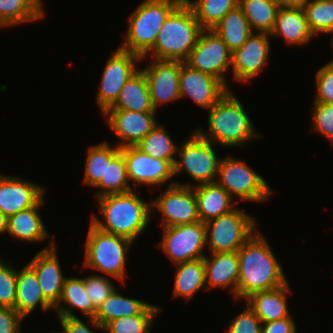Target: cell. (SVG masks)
<instances>
[{"instance_id": "d6a6232c", "label": "cell", "mask_w": 333, "mask_h": 333, "mask_svg": "<svg viewBox=\"0 0 333 333\" xmlns=\"http://www.w3.org/2000/svg\"><path fill=\"white\" fill-rule=\"evenodd\" d=\"M251 30L258 33H271L279 10L273 0H238Z\"/></svg>"}, {"instance_id": "d4e9b609", "label": "cell", "mask_w": 333, "mask_h": 333, "mask_svg": "<svg viewBox=\"0 0 333 333\" xmlns=\"http://www.w3.org/2000/svg\"><path fill=\"white\" fill-rule=\"evenodd\" d=\"M270 35H282L288 44H306L314 34L310 31L303 7L279 8Z\"/></svg>"}, {"instance_id": "e0dca14e", "label": "cell", "mask_w": 333, "mask_h": 333, "mask_svg": "<svg viewBox=\"0 0 333 333\" xmlns=\"http://www.w3.org/2000/svg\"><path fill=\"white\" fill-rule=\"evenodd\" d=\"M229 89L221 80L182 63L180 97L188 95L199 106L210 109Z\"/></svg>"}, {"instance_id": "1f68e13d", "label": "cell", "mask_w": 333, "mask_h": 333, "mask_svg": "<svg viewBox=\"0 0 333 333\" xmlns=\"http://www.w3.org/2000/svg\"><path fill=\"white\" fill-rule=\"evenodd\" d=\"M174 297L183 296L187 300L205 287L204 258L177 263Z\"/></svg>"}, {"instance_id": "4dcf8cb0", "label": "cell", "mask_w": 333, "mask_h": 333, "mask_svg": "<svg viewBox=\"0 0 333 333\" xmlns=\"http://www.w3.org/2000/svg\"><path fill=\"white\" fill-rule=\"evenodd\" d=\"M213 30L222 38L232 52L240 48L247 38L254 33L239 5L229 11L215 25Z\"/></svg>"}, {"instance_id": "52a82bcc", "label": "cell", "mask_w": 333, "mask_h": 333, "mask_svg": "<svg viewBox=\"0 0 333 333\" xmlns=\"http://www.w3.org/2000/svg\"><path fill=\"white\" fill-rule=\"evenodd\" d=\"M255 223L254 217L236 207L205 223L206 244L211 248V253L236 252L254 234Z\"/></svg>"}, {"instance_id": "9a60e30c", "label": "cell", "mask_w": 333, "mask_h": 333, "mask_svg": "<svg viewBox=\"0 0 333 333\" xmlns=\"http://www.w3.org/2000/svg\"><path fill=\"white\" fill-rule=\"evenodd\" d=\"M182 61L152 60L141 69L147 79L150 99L154 109L165 102L176 101L180 97V69Z\"/></svg>"}, {"instance_id": "f6af8a7d", "label": "cell", "mask_w": 333, "mask_h": 333, "mask_svg": "<svg viewBox=\"0 0 333 333\" xmlns=\"http://www.w3.org/2000/svg\"><path fill=\"white\" fill-rule=\"evenodd\" d=\"M22 319L24 318L14 308L0 307V333H21Z\"/></svg>"}, {"instance_id": "8fae6325", "label": "cell", "mask_w": 333, "mask_h": 333, "mask_svg": "<svg viewBox=\"0 0 333 333\" xmlns=\"http://www.w3.org/2000/svg\"><path fill=\"white\" fill-rule=\"evenodd\" d=\"M159 244L162 250L177 264L204 258L201 252L206 244V226L202 221L163 228Z\"/></svg>"}, {"instance_id": "c3c4849f", "label": "cell", "mask_w": 333, "mask_h": 333, "mask_svg": "<svg viewBox=\"0 0 333 333\" xmlns=\"http://www.w3.org/2000/svg\"><path fill=\"white\" fill-rule=\"evenodd\" d=\"M279 8H299L303 7L307 0H273Z\"/></svg>"}, {"instance_id": "e575fe53", "label": "cell", "mask_w": 333, "mask_h": 333, "mask_svg": "<svg viewBox=\"0 0 333 333\" xmlns=\"http://www.w3.org/2000/svg\"><path fill=\"white\" fill-rule=\"evenodd\" d=\"M136 146L147 155L167 160L173 166L177 160L174 154L179 148L166 130L158 124Z\"/></svg>"}, {"instance_id": "f1b7e54d", "label": "cell", "mask_w": 333, "mask_h": 333, "mask_svg": "<svg viewBox=\"0 0 333 333\" xmlns=\"http://www.w3.org/2000/svg\"><path fill=\"white\" fill-rule=\"evenodd\" d=\"M149 304L137 299L126 298L115 290L97 309L94 318L90 322L103 330L114 319L140 314Z\"/></svg>"}, {"instance_id": "6da1fadb", "label": "cell", "mask_w": 333, "mask_h": 333, "mask_svg": "<svg viewBox=\"0 0 333 333\" xmlns=\"http://www.w3.org/2000/svg\"><path fill=\"white\" fill-rule=\"evenodd\" d=\"M237 253V298L246 299L252 293L272 290L287 283L282 267L260 233H254Z\"/></svg>"}, {"instance_id": "603a6c76", "label": "cell", "mask_w": 333, "mask_h": 333, "mask_svg": "<svg viewBox=\"0 0 333 333\" xmlns=\"http://www.w3.org/2000/svg\"><path fill=\"white\" fill-rule=\"evenodd\" d=\"M289 287L287 282L272 290L252 293L246 298L247 304L262 323L289 317L290 314L286 303V294L291 293Z\"/></svg>"}, {"instance_id": "30bf717a", "label": "cell", "mask_w": 333, "mask_h": 333, "mask_svg": "<svg viewBox=\"0 0 333 333\" xmlns=\"http://www.w3.org/2000/svg\"><path fill=\"white\" fill-rule=\"evenodd\" d=\"M231 60L232 51L222 38L213 29H202L185 63L193 69L221 80L228 86L223 73L231 67Z\"/></svg>"}, {"instance_id": "7dc6e473", "label": "cell", "mask_w": 333, "mask_h": 333, "mask_svg": "<svg viewBox=\"0 0 333 333\" xmlns=\"http://www.w3.org/2000/svg\"><path fill=\"white\" fill-rule=\"evenodd\" d=\"M63 327L61 333H92L78 317H58Z\"/></svg>"}, {"instance_id": "ee69618b", "label": "cell", "mask_w": 333, "mask_h": 333, "mask_svg": "<svg viewBox=\"0 0 333 333\" xmlns=\"http://www.w3.org/2000/svg\"><path fill=\"white\" fill-rule=\"evenodd\" d=\"M262 321L248 306L229 325L227 333H262Z\"/></svg>"}, {"instance_id": "3957f363", "label": "cell", "mask_w": 333, "mask_h": 333, "mask_svg": "<svg viewBox=\"0 0 333 333\" xmlns=\"http://www.w3.org/2000/svg\"><path fill=\"white\" fill-rule=\"evenodd\" d=\"M201 31L194 10L183 0L166 18L154 46L142 58L150 52L152 59L185 62Z\"/></svg>"}, {"instance_id": "74e56055", "label": "cell", "mask_w": 333, "mask_h": 333, "mask_svg": "<svg viewBox=\"0 0 333 333\" xmlns=\"http://www.w3.org/2000/svg\"><path fill=\"white\" fill-rule=\"evenodd\" d=\"M310 31L333 33V0H307L303 5Z\"/></svg>"}, {"instance_id": "7c38bea8", "label": "cell", "mask_w": 333, "mask_h": 333, "mask_svg": "<svg viewBox=\"0 0 333 333\" xmlns=\"http://www.w3.org/2000/svg\"><path fill=\"white\" fill-rule=\"evenodd\" d=\"M142 59L140 55L120 48L109 57L101 76L100 89L97 94V103L103 114L115 104L122 87L138 71L135 68V63L142 61Z\"/></svg>"}, {"instance_id": "4316f807", "label": "cell", "mask_w": 333, "mask_h": 333, "mask_svg": "<svg viewBox=\"0 0 333 333\" xmlns=\"http://www.w3.org/2000/svg\"><path fill=\"white\" fill-rule=\"evenodd\" d=\"M42 198L35 206L19 211L8 217L7 232L18 240L29 242L42 241L49 237L44 223L38 213V209L43 205Z\"/></svg>"}, {"instance_id": "bcb514c9", "label": "cell", "mask_w": 333, "mask_h": 333, "mask_svg": "<svg viewBox=\"0 0 333 333\" xmlns=\"http://www.w3.org/2000/svg\"><path fill=\"white\" fill-rule=\"evenodd\" d=\"M292 316L262 323V333H296Z\"/></svg>"}, {"instance_id": "ac0fdd59", "label": "cell", "mask_w": 333, "mask_h": 333, "mask_svg": "<svg viewBox=\"0 0 333 333\" xmlns=\"http://www.w3.org/2000/svg\"><path fill=\"white\" fill-rule=\"evenodd\" d=\"M269 33L251 34L246 42L232 52L233 76L238 81H249L256 77L269 58Z\"/></svg>"}, {"instance_id": "5b68a950", "label": "cell", "mask_w": 333, "mask_h": 333, "mask_svg": "<svg viewBox=\"0 0 333 333\" xmlns=\"http://www.w3.org/2000/svg\"><path fill=\"white\" fill-rule=\"evenodd\" d=\"M183 0H144L130 15L126 40L119 47L143 57L155 44L169 14Z\"/></svg>"}, {"instance_id": "9c48e42d", "label": "cell", "mask_w": 333, "mask_h": 333, "mask_svg": "<svg viewBox=\"0 0 333 333\" xmlns=\"http://www.w3.org/2000/svg\"><path fill=\"white\" fill-rule=\"evenodd\" d=\"M183 142L178 152L180 160L174 164V175L186 170L198 184L215 182L220 159L215 155L213 143L203 138L196 130Z\"/></svg>"}, {"instance_id": "5bb4252c", "label": "cell", "mask_w": 333, "mask_h": 333, "mask_svg": "<svg viewBox=\"0 0 333 333\" xmlns=\"http://www.w3.org/2000/svg\"><path fill=\"white\" fill-rule=\"evenodd\" d=\"M124 156L129 180L135 185H156L165 183L174 176V166L167 160L144 153L137 146L120 148Z\"/></svg>"}, {"instance_id": "8992f818", "label": "cell", "mask_w": 333, "mask_h": 333, "mask_svg": "<svg viewBox=\"0 0 333 333\" xmlns=\"http://www.w3.org/2000/svg\"><path fill=\"white\" fill-rule=\"evenodd\" d=\"M133 242L125 237L104 232L92 223L85 250V265L123 282L126 253Z\"/></svg>"}, {"instance_id": "ffe728a7", "label": "cell", "mask_w": 333, "mask_h": 333, "mask_svg": "<svg viewBox=\"0 0 333 333\" xmlns=\"http://www.w3.org/2000/svg\"><path fill=\"white\" fill-rule=\"evenodd\" d=\"M56 254V245L52 240L49 247L42 249L28 263L35 271L44 297L55 306L62 295L64 280Z\"/></svg>"}, {"instance_id": "60d3db41", "label": "cell", "mask_w": 333, "mask_h": 333, "mask_svg": "<svg viewBox=\"0 0 333 333\" xmlns=\"http://www.w3.org/2000/svg\"><path fill=\"white\" fill-rule=\"evenodd\" d=\"M112 285L105 276L92 275L85 278V290L96 310L115 291Z\"/></svg>"}, {"instance_id": "681fc988", "label": "cell", "mask_w": 333, "mask_h": 333, "mask_svg": "<svg viewBox=\"0 0 333 333\" xmlns=\"http://www.w3.org/2000/svg\"><path fill=\"white\" fill-rule=\"evenodd\" d=\"M7 221L8 217H6L3 212L0 210V234L5 233L7 231Z\"/></svg>"}, {"instance_id": "d590c367", "label": "cell", "mask_w": 333, "mask_h": 333, "mask_svg": "<svg viewBox=\"0 0 333 333\" xmlns=\"http://www.w3.org/2000/svg\"><path fill=\"white\" fill-rule=\"evenodd\" d=\"M192 7L202 29H213L215 25L238 5V0H186Z\"/></svg>"}, {"instance_id": "484cf974", "label": "cell", "mask_w": 333, "mask_h": 333, "mask_svg": "<svg viewBox=\"0 0 333 333\" xmlns=\"http://www.w3.org/2000/svg\"><path fill=\"white\" fill-rule=\"evenodd\" d=\"M129 178L127 175L126 164L120 148L116 146L112 148L106 142V171L105 178L94 186L103 188L102 192H96V197L99 198L108 194L125 193L133 190L128 184Z\"/></svg>"}, {"instance_id": "44dd1931", "label": "cell", "mask_w": 333, "mask_h": 333, "mask_svg": "<svg viewBox=\"0 0 333 333\" xmlns=\"http://www.w3.org/2000/svg\"><path fill=\"white\" fill-rule=\"evenodd\" d=\"M205 281L209 288L229 287L237 297L239 280V258L236 252L211 253V258L204 257ZM232 286V287H231Z\"/></svg>"}, {"instance_id": "7a4b0ae2", "label": "cell", "mask_w": 333, "mask_h": 333, "mask_svg": "<svg viewBox=\"0 0 333 333\" xmlns=\"http://www.w3.org/2000/svg\"><path fill=\"white\" fill-rule=\"evenodd\" d=\"M132 191L99 197V212L105 223L94 214L90 223L104 232L128 238L132 242L136 240L150 221L151 209Z\"/></svg>"}, {"instance_id": "b9f144b4", "label": "cell", "mask_w": 333, "mask_h": 333, "mask_svg": "<svg viewBox=\"0 0 333 333\" xmlns=\"http://www.w3.org/2000/svg\"><path fill=\"white\" fill-rule=\"evenodd\" d=\"M314 131L333 142V103L314 102Z\"/></svg>"}, {"instance_id": "277c9868", "label": "cell", "mask_w": 333, "mask_h": 333, "mask_svg": "<svg viewBox=\"0 0 333 333\" xmlns=\"http://www.w3.org/2000/svg\"><path fill=\"white\" fill-rule=\"evenodd\" d=\"M207 133L202 128L196 131L212 143L226 147L242 145L256 134L242 103L229 89L226 94L209 109Z\"/></svg>"}, {"instance_id": "4fadbf2b", "label": "cell", "mask_w": 333, "mask_h": 333, "mask_svg": "<svg viewBox=\"0 0 333 333\" xmlns=\"http://www.w3.org/2000/svg\"><path fill=\"white\" fill-rule=\"evenodd\" d=\"M151 203L162 213L164 228L200 221L194 189L187 184L170 183Z\"/></svg>"}, {"instance_id": "2e32d148", "label": "cell", "mask_w": 333, "mask_h": 333, "mask_svg": "<svg viewBox=\"0 0 333 333\" xmlns=\"http://www.w3.org/2000/svg\"><path fill=\"white\" fill-rule=\"evenodd\" d=\"M156 112H136L122 109H108V126L121 140L119 148L136 146L157 124Z\"/></svg>"}, {"instance_id": "836d02e7", "label": "cell", "mask_w": 333, "mask_h": 333, "mask_svg": "<svg viewBox=\"0 0 333 333\" xmlns=\"http://www.w3.org/2000/svg\"><path fill=\"white\" fill-rule=\"evenodd\" d=\"M41 0H0V26H12L44 16Z\"/></svg>"}, {"instance_id": "ab89813d", "label": "cell", "mask_w": 333, "mask_h": 333, "mask_svg": "<svg viewBox=\"0 0 333 333\" xmlns=\"http://www.w3.org/2000/svg\"><path fill=\"white\" fill-rule=\"evenodd\" d=\"M17 271L0 260V307H15Z\"/></svg>"}, {"instance_id": "cb8c5ba5", "label": "cell", "mask_w": 333, "mask_h": 333, "mask_svg": "<svg viewBox=\"0 0 333 333\" xmlns=\"http://www.w3.org/2000/svg\"><path fill=\"white\" fill-rule=\"evenodd\" d=\"M42 310L54 308L44 297L35 271L27 264L17 272V289L14 309L24 318L31 313L37 305Z\"/></svg>"}, {"instance_id": "f546056e", "label": "cell", "mask_w": 333, "mask_h": 333, "mask_svg": "<svg viewBox=\"0 0 333 333\" xmlns=\"http://www.w3.org/2000/svg\"><path fill=\"white\" fill-rule=\"evenodd\" d=\"M61 302L66 303L70 308H65ZM71 308L80 310L83 316L88 318H94L96 315L97 310L85 290V279L70 277L64 280L62 295L53 309L58 313V317H76L70 311Z\"/></svg>"}, {"instance_id": "f35d334b", "label": "cell", "mask_w": 333, "mask_h": 333, "mask_svg": "<svg viewBox=\"0 0 333 333\" xmlns=\"http://www.w3.org/2000/svg\"><path fill=\"white\" fill-rule=\"evenodd\" d=\"M106 171V142L89 147L85 165L84 183L94 187Z\"/></svg>"}, {"instance_id": "8d00e7d4", "label": "cell", "mask_w": 333, "mask_h": 333, "mask_svg": "<svg viewBox=\"0 0 333 333\" xmlns=\"http://www.w3.org/2000/svg\"><path fill=\"white\" fill-rule=\"evenodd\" d=\"M161 308L148 305L140 314L117 318L105 326L108 333H149L154 316Z\"/></svg>"}, {"instance_id": "83f0119b", "label": "cell", "mask_w": 333, "mask_h": 333, "mask_svg": "<svg viewBox=\"0 0 333 333\" xmlns=\"http://www.w3.org/2000/svg\"><path fill=\"white\" fill-rule=\"evenodd\" d=\"M109 109L156 112L151 103L147 79L141 69L127 80L115 104Z\"/></svg>"}, {"instance_id": "7bdbcfd3", "label": "cell", "mask_w": 333, "mask_h": 333, "mask_svg": "<svg viewBox=\"0 0 333 333\" xmlns=\"http://www.w3.org/2000/svg\"><path fill=\"white\" fill-rule=\"evenodd\" d=\"M315 78L317 97L314 102L333 103V61L321 67Z\"/></svg>"}, {"instance_id": "ba28073f", "label": "cell", "mask_w": 333, "mask_h": 333, "mask_svg": "<svg viewBox=\"0 0 333 333\" xmlns=\"http://www.w3.org/2000/svg\"><path fill=\"white\" fill-rule=\"evenodd\" d=\"M217 177L216 182L232 197L234 194L237 198L240 197L248 202H262L273 192L264 178L245 162L230 156L220 159Z\"/></svg>"}, {"instance_id": "7402d4cb", "label": "cell", "mask_w": 333, "mask_h": 333, "mask_svg": "<svg viewBox=\"0 0 333 333\" xmlns=\"http://www.w3.org/2000/svg\"><path fill=\"white\" fill-rule=\"evenodd\" d=\"M194 194L197 200L200 221L206 223L234 210L233 197L216 181L196 185Z\"/></svg>"}, {"instance_id": "d6986e66", "label": "cell", "mask_w": 333, "mask_h": 333, "mask_svg": "<svg viewBox=\"0 0 333 333\" xmlns=\"http://www.w3.org/2000/svg\"><path fill=\"white\" fill-rule=\"evenodd\" d=\"M44 188L18 177L0 175V210L6 217L35 206Z\"/></svg>"}]
</instances>
